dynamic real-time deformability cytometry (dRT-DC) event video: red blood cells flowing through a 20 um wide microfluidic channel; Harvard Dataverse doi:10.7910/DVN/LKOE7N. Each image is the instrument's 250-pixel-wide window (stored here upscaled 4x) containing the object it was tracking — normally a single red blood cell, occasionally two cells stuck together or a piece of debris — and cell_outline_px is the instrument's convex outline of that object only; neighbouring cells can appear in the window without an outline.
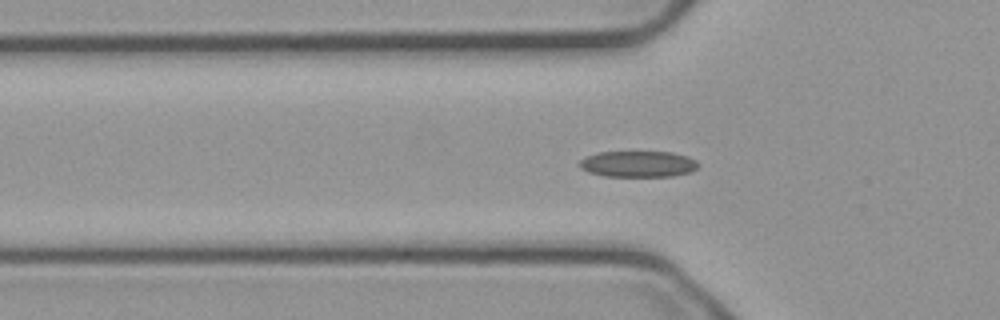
{"species": "common noctule bat (a hibernating species)", "species_latin": "Nyctalus noctula", "temperature_condition": "cold", "stored_images_in_passage": 40, "camera_frame_rate_fps": 3000, "um_per_image_px": 0.085, "animal": {"sex": "male", "body_mass_g": 23.1, "forearm_length_mm": 52.7}, "frame": {"image": 1, "passage_image": 2, "time_ms": 0.333, "image_size_px": [1000, 320], "cell_outline_px": [[700, 164], [692, 172], [672, 176], [604, 176], [588, 172], [580, 168], [576, 164], [580, 160], [588, 156], [600, 152], [672, 152], [688, 156], [696, 160]], "centroid_in_image_um": [54.25, 13.94], "position_along_channel_um": 71.6, "area_um2": 18.21}}
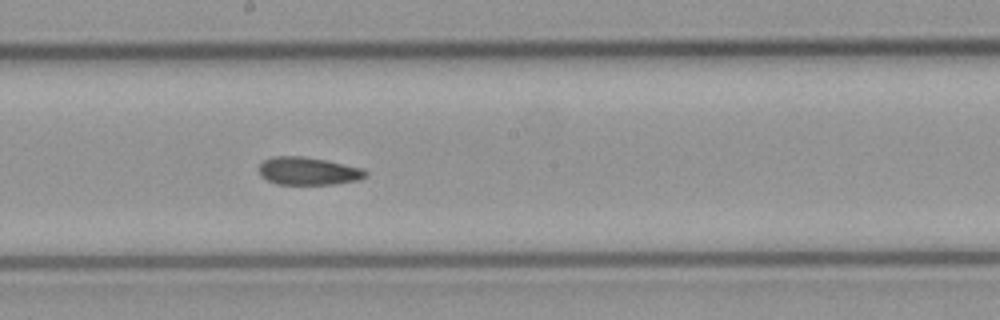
{"frame": {"image": 2, "passage_image": 14, "time_ms": 4.333, "image_size_px": [1000, 320], "cell_outline_px": [[368, 176], [360, 180], [336, 184], [276, 184], [260, 176], [260, 164], [264, 160], [272, 156], [304, 156], [324, 160], [360, 168], [368, 172]], "centroid_in_image_um": [26.2, 14.55], "position_along_channel_um": 222.0, "area_um2": 17.22}}
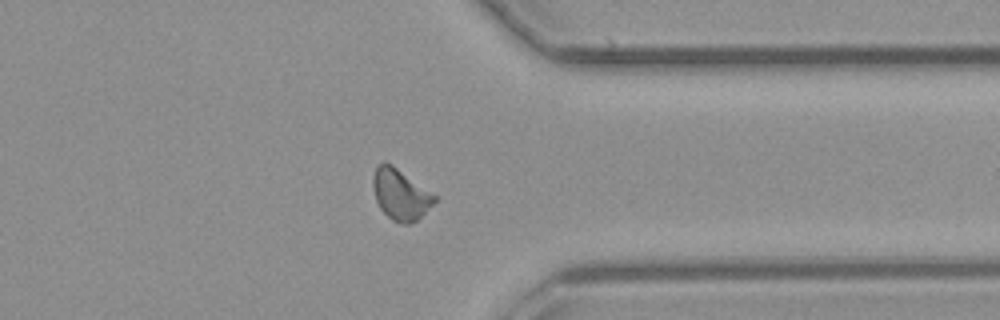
{"frame": {"image": 3, "passage_image": 27, "time_ms": 8.667, "image_size_px": [1000, 320], "cell_outline_px": [[436, 200], [416, 220], [408, 224], [404, 224], [392, 220], [380, 208], [376, 200], [372, 184], [372, 176], [376, 164], [384, 160], [392, 164], [436, 196]], "centroid_in_image_um": [33.98, 16.48], "position_along_channel_um": 377.4, "area_um2": 18.03}, "authors_computed_cell_mechanics": {"area_um2": 17.6868, "velocity_mm_per_s": 3.7265, "shape_relaxation_time_tau1_ms": 8.7869, "shape_relaxation_time_tau2_ms": 2.7161, "deformation_change_tau1": 0.1625, "deformation_change_tau2": 0.0936}}